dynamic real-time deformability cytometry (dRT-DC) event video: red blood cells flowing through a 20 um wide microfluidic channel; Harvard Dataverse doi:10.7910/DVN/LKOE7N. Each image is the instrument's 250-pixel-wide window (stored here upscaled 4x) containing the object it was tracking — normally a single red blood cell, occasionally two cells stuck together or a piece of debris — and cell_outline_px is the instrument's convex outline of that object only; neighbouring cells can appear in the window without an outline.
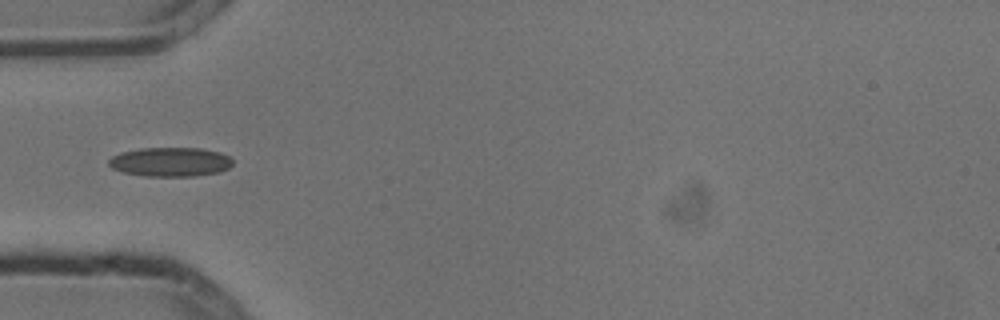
{"species": "common noctule bat (a hibernating species)", "species_latin": "Nyctalus noctula", "temperature_condition": "cold", "stored_images_in_passage": 6, "camera_frame_rate_fps": 3000, "um_per_image_px": 0.085, "animal": {"sex": "male", "body_mass_g": 13.3}, "frame": {"image": 1, "passage_image": 6, "time_ms": 1.667, "image_size_px": [1000, 320], "cell_outline_px": [[232, 164], [228, 168], [220, 172], [196, 176], [144, 176], [124, 172], [112, 168], [108, 164], [108, 160], [112, 156], [120, 152], [140, 148], [200, 148], [220, 152], [228, 156], [232, 160]], "centroid_in_image_um": [14.47, 13.76], "position_along_channel_um": 70.5, "area_um2": 21.15}}